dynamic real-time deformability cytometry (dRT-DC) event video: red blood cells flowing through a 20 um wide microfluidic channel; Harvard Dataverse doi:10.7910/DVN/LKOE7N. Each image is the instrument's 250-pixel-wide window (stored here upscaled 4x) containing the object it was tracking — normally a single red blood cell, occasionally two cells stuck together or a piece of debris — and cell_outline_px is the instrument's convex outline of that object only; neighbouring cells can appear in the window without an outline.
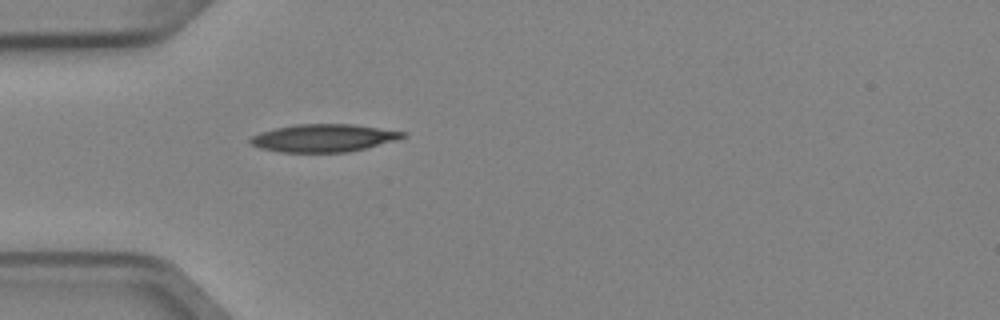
{"species": "Egyptian fruit bat (a non-hibernating species)", "species_latin": "Rousettus aegyptiacus", "temperature_condition": "cold", "stored_images_in_passage": 1, "camera_frame_rate_fps": 3000, "um_per_image_px": 0.085, "animal": {"sex": "female"}, "frame": {"image": 1, "passage_image": 1, "time_ms": 0.0, "image_size_px": [1000, 320], "cell_outline_px": [[404, 136], [396, 140], [348, 152], [280, 152], [260, 148], [252, 144], [248, 140], [252, 136], [260, 132], [276, 128], [296, 124], [352, 124], [404, 132]], "centroid_in_image_um": [27.45, 11.73], "position_along_channel_um": 57.6, "area_um2": 24.28}}